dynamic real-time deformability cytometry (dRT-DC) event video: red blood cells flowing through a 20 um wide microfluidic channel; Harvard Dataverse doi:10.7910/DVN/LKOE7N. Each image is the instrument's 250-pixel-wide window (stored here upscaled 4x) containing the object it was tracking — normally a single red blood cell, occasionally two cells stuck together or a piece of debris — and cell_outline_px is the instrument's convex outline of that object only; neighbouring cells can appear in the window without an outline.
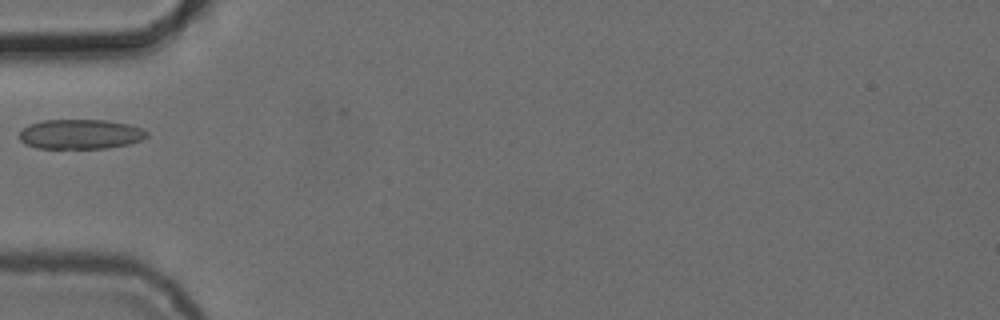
{"species": "common noctule bat (a hibernating species)", "species_latin": "Nyctalus noctula", "temperature_condition": "cold", "stored_images_in_passage": 6, "camera_frame_rate_fps": 3000, "um_per_image_px": 0.085, "animal": {"sex": "female", "body_mass_g": 24.6, "forearm_length_mm": 56.2}, "frame": {"image": 1, "passage_image": 6, "time_ms": 5.667, "image_size_px": [1000, 320], "cell_outline_px": [[148, 136], [140, 140], [128, 144], [108, 148], [36, 148], [24, 144], [20, 140], [20, 132], [28, 124], [44, 120], [104, 120], [128, 124], [140, 128], [148, 132]], "centroid_in_image_um": [6.81, 11.41], "position_along_channel_um": 78.2, "area_um2": 22.02}}